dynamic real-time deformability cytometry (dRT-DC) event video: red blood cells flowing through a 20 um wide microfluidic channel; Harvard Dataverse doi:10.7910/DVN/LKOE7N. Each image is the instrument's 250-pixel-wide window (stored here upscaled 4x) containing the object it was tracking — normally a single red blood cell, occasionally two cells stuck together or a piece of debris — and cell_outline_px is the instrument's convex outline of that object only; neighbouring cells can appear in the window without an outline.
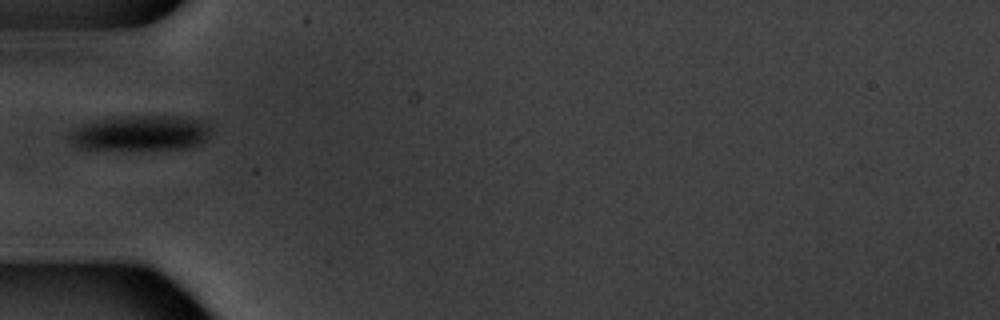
{"species": "common noctule bat (a hibernating species)", "species_latin": "Nyctalus noctula", "temperature_condition": "warm", "stored_images_in_passage": 4, "camera_frame_rate_fps": 3000, "um_per_image_px": 0.085, "animal": {"sex": "male", "body_mass_g": 20.1, "forearm_length_mm": 53.5}, "frame": {"image": 1, "passage_image": 1, "time_ms": 0.0, "image_size_px": [1000, 320], "cell_outline_px": [[212, 128], [208, 136], [200, 144], [184, 148], [80, 148], [68, 136], [76, 128], [84, 124], [96, 120], [128, 116], [176, 116], [208, 120]], "centroid_in_image_um": [12.07, 11.27], "position_along_channel_um": 72.9, "area_um2": 28.44}}